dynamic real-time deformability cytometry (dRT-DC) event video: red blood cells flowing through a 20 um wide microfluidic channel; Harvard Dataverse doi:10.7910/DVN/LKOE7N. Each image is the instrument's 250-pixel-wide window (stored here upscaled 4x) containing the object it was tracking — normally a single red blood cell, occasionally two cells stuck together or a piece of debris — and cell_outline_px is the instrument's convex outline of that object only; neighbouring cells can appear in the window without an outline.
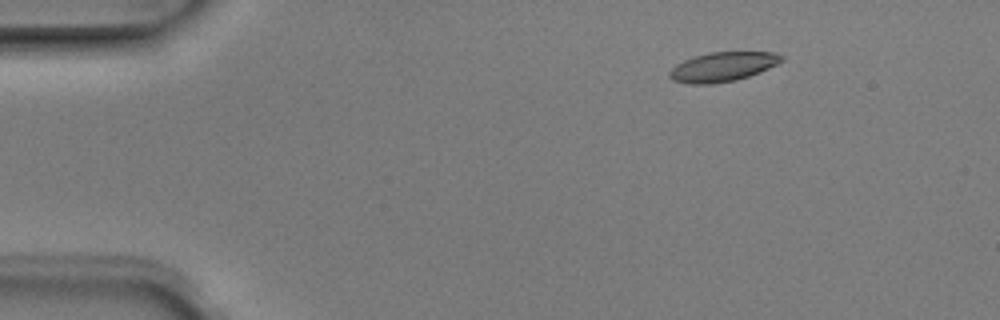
{"species": "Egyptian fruit bat (a non-hibernating species)", "species_latin": "Rousettus aegyptiacus", "temperature_condition": "room temperature", "stored_images_in_passage": 6, "camera_frame_rate_fps": 3000, "um_per_image_px": 0.085, "animal": {"sex": "male"}, "frame": {"image": 1, "passage_image": 2, "time_ms": 0.333, "image_size_px": [1000, 320], "cell_outline_px": [[784, 60], [760, 72], [736, 80], [712, 84], [688, 84], [672, 80], [668, 76], [668, 72], [676, 64], [684, 60], [708, 52], [776, 52], [784, 56]], "centroid_in_image_um": [61.42, 5.68], "position_along_channel_um": 23.6, "area_um2": 19.25}}
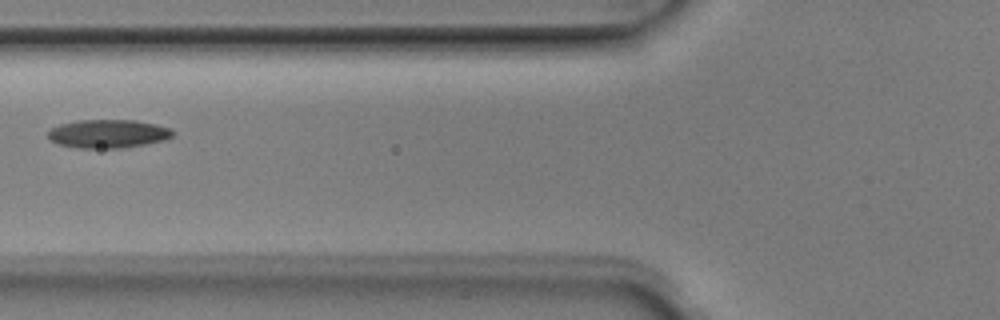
{"frame": {"image": 2, "passage_image": 6, "time_ms": 1.667, "image_size_px": [1000, 320], "cell_outline_px": [[176, 132], [172, 136], [164, 140], [144, 144], [120, 148], [76, 148], [56, 144], [48, 136], [48, 132], [52, 128], [60, 124], [76, 120], [136, 120], [156, 124], [172, 128]], "centroid_in_image_um": [9.2, 11.36], "position_along_channel_um": 116.6, "area_um2": 20.81}}